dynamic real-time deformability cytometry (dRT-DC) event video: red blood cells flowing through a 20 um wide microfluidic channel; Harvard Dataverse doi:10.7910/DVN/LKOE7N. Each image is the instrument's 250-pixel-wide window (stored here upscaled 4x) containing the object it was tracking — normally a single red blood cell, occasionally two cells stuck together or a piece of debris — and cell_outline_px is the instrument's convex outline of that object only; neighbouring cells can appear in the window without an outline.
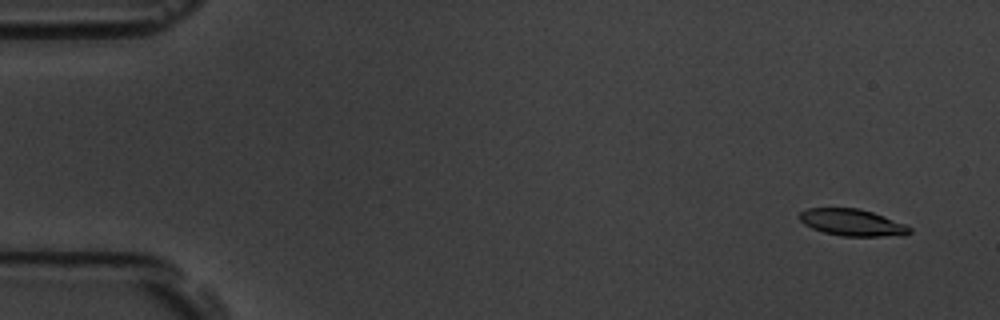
{"species": "common noctule bat (a hibernating species)", "species_latin": "Nyctalus noctula", "temperature_condition": "room temperature", "stored_images_in_passage": 6, "camera_frame_rate_fps": 3000, "um_per_image_px": 0.085, "animal": {"sex": "male", "body_mass_g": 19.5, "forearm_length_mm": 54.6}, "frame": {"image": 1, "passage_image": 2, "time_ms": 0.333, "image_size_px": [1000, 320], "cell_outline_px": [[912, 232], [904, 236], [840, 236], [824, 232], [812, 228], [804, 224], [800, 220], [800, 212], [808, 208], [856, 208], [872, 212], [908, 224], [912, 228]], "centroid_in_image_um": [72.5, 18.92], "position_along_channel_um": 12.5, "area_um2": 17.34}}
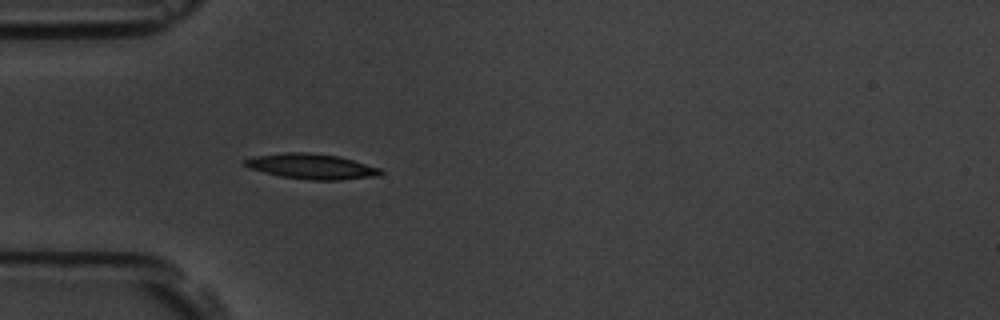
{"frame": {"image": 2, "passage_image": 6, "time_ms": 1.667, "image_size_px": [1000, 320], "cell_outline_px": [[384, 172], [380, 176], [340, 180], [312, 180], [280, 176], [248, 168], [244, 164], [244, 160], [252, 156], [284, 152], [308, 152], [340, 156], [380, 168]], "centroid_in_image_um": [26.49, 14.14], "position_along_channel_um": 58.5, "area_um2": 20.17}}